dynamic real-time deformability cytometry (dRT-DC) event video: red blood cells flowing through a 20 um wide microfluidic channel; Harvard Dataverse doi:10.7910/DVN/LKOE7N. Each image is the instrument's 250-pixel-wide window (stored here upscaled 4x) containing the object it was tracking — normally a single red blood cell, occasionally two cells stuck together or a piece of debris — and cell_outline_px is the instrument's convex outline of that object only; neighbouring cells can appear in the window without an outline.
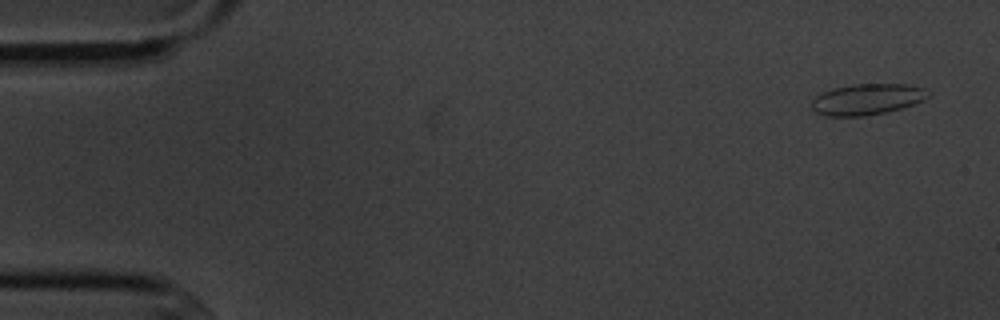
{"species": "common noctule bat (a hibernating species)", "species_latin": "Nyctalus noctula", "temperature_condition": "cold", "stored_images_in_passage": 6, "camera_frame_rate_fps": 3000, "um_per_image_px": 0.085, "animal": {"sex": "male", "body_mass_g": 20.1, "forearm_length_mm": 53.5}, "frame": {"image": 1, "passage_image": 1, "time_ms": 0.0, "image_size_px": [1000, 320], "cell_outline_px": [[932, 96], [924, 100], [900, 108], [884, 112], [864, 116], [824, 116], [816, 112], [812, 108], [812, 100], [820, 92], [832, 88], [852, 84], [908, 84], [924, 88], [932, 92]], "centroid_in_image_um": [73.71, 8.42], "position_along_channel_um": 11.3, "area_um2": 21.27}}
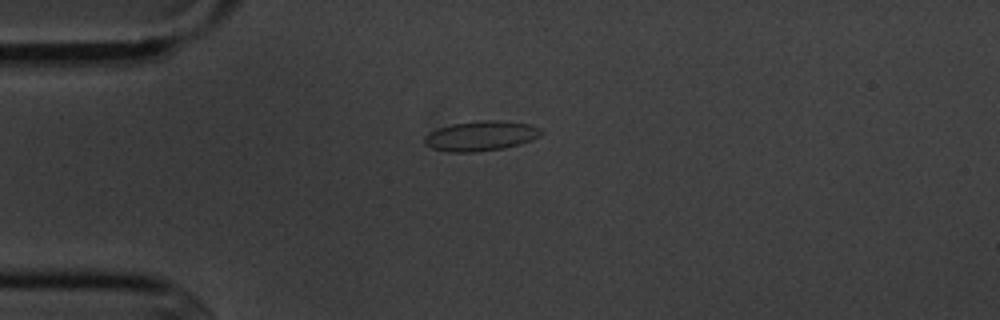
{"frame": {"image": 2, "passage_image": 4, "time_ms": 3.667, "image_size_px": [1000, 320], "cell_outline_px": [[544, 132], [540, 136], [532, 140], [520, 144], [504, 148], [472, 152], [448, 152], [432, 148], [424, 144], [424, 136], [428, 132], [452, 124], [484, 120], [500, 120], [532, 124], [540, 128]], "centroid_in_image_um": [40.9, 11.55], "position_along_channel_um": 44.1, "area_um2": 20.46}}
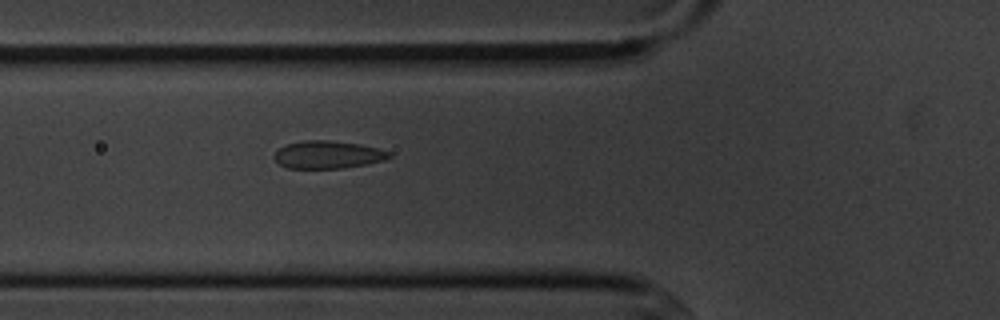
{"frame": {"image": 3, "passage_image": 6, "time_ms": 5.667, "image_size_px": [1000, 320], "cell_outline_px": [[392, 156], [384, 160], [368, 164], [340, 168], [288, 168], [280, 164], [272, 156], [280, 148], [288, 144], [304, 140], [328, 140], [360, 144], [380, 148], [392, 152]], "centroid_in_image_um": [27.91, 13.14], "position_along_channel_um": 97.9, "area_um2": 18.55}}